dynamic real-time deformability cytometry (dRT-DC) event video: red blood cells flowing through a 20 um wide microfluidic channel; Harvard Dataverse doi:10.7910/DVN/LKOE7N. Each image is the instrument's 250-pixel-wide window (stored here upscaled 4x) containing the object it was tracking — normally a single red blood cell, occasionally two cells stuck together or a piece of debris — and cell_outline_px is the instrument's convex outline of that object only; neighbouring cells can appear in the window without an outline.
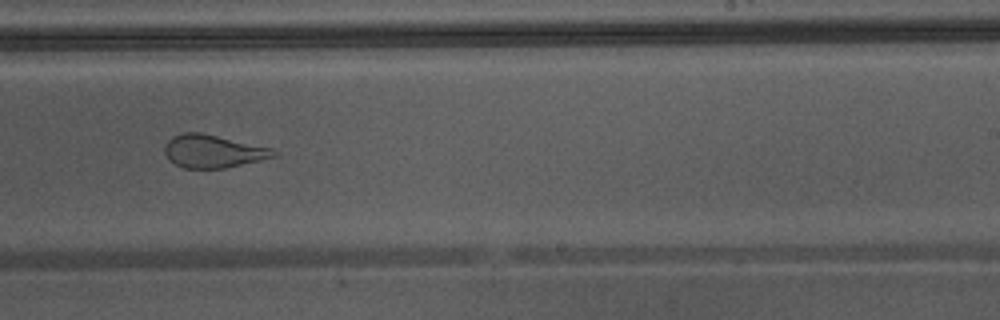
{"species": "Egyptian fruit bat (a non-hibernating species)", "species_latin": "Rousettus aegyptiacus", "temperature_condition": "warm", "stored_images_in_passage": 46, "camera_frame_rate_fps": 3000, "um_per_image_px": 0.085, "animal": {"sex": "male"}, "frame": {"image": 1, "passage_image": 33, "time_ms": 10.667, "image_size_px": [1000, 320], "cell_outline_px": [[280, 156], [224, 168], [184, 168], [168, 160], [164, 152], [164, 144], [172, 136], [184, 132], [200, 132], [272, 148], [280, 152]], "centroid_in_image_um": [18.13, 12.86], "position_along_channel_um": 270.9, "area_um2": 21.1}}